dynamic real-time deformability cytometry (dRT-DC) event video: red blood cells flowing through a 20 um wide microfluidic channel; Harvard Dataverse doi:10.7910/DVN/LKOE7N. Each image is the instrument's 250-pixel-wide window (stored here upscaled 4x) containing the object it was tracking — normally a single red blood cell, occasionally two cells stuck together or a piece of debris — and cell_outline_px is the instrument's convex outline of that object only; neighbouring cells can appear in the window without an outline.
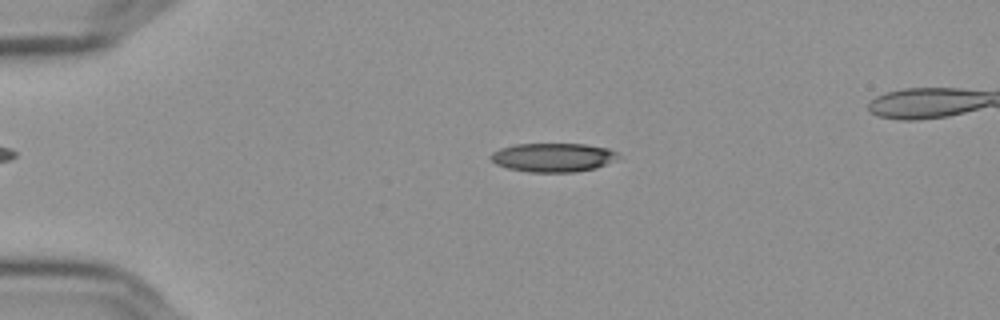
{"species": "Egyptian fruit bat (a non-hibernating species)", "species_latin": "Rousettus aegyptiacus", "temperature_condition": "cold", "stored_images_in_passage": 52, "segment_of_instrument_passage": [1, 2], "camera_frame_rate_fps": 3000, "um_per_image_px": 0.085, "frame": {"image": 1, "passage_image": 8, "time_ms": 2.333, "image_size_px": [1000, 320], "cell_outline_px": [[620, 156], [596, 168], [576, 172], [528, 172], [508, 168], [496, 164], [488, 156], [492, 152], [500, 148], [516, 144], [584, 144], [608, 148], [616, 152]], "centroid_in_image_um": [46.97, 13.38], "position_along_channel_um": 38.0, "area_um2": 21.33}}
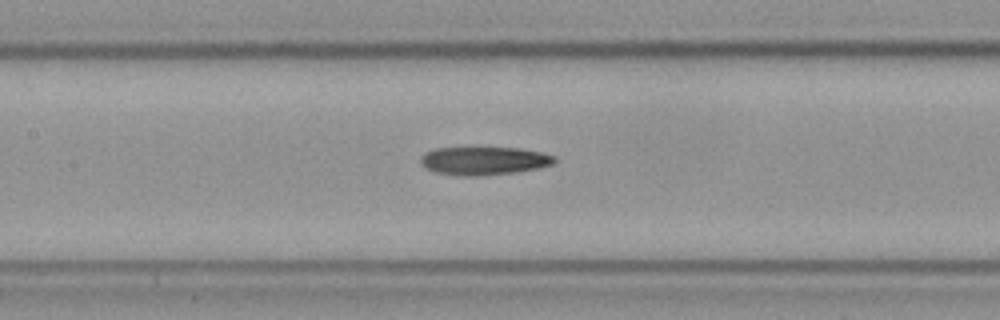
{"frame": {"image": 2, "passage_image": 22, "time_ms": 7.0, "image_size_px": [1000, 320], "cell_outline_px": [[556, 160], [552, 164], [536, 168], [516, 172], [480, 176], [464, 176], [436, 172], [424, 168], [420, 164], [420, 156], [424, 152], [436, 148], [468, 144], [472, 144], [520, 148], [544, 152], [556, 156]], "centroid_in_image_um": [41.08, 13.6], "position_along_channel_um": 166.3, "area_um2": 23.41}}
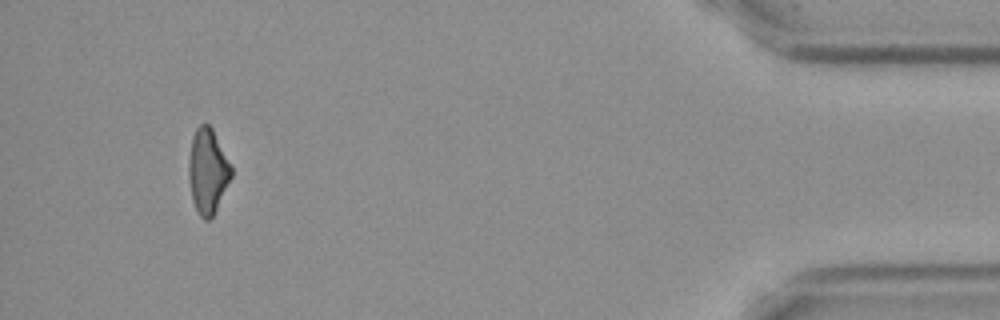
{"frame": {"image": 3, "passage_image": 48, "time_ms": 15.667, "image_size_px": [1000, 320], "cell_outline_px": [[232, 176], [212, 216], [208, 220], [204, 220], [200, 216], [192, 200], [188, 176], [188, 160], [192, 136], [196, 128], [200, 124], [208, 124], [212, 128], [232, 168]], "centroid_in_image_um": [17.63, 14.53], "position_along_channel_um": 417.6, "area_um2": 20.81}}